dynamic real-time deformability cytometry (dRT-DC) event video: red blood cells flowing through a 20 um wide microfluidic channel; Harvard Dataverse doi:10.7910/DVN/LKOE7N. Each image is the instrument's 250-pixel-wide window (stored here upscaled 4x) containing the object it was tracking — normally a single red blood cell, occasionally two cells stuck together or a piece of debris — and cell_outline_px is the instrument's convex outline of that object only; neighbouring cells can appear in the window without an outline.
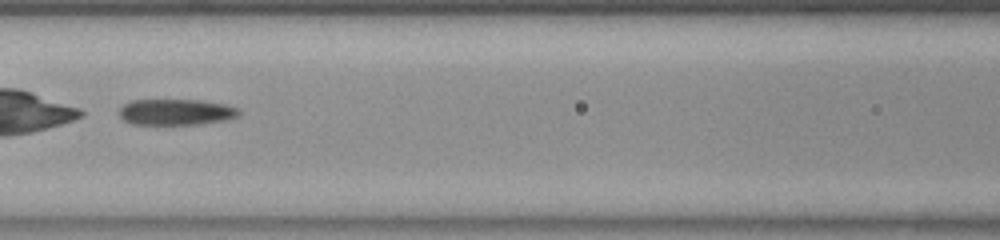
{"species": "common noctule bat (a hibernating species)", "species_latin": "Nyctalus noctula", "temperature_condition": "room temperature", "stored_images_in_passage": 44, "camera_frame_rate_fps": 3000, "um_per_image_px": 0.085, "animal": {"sex": "female", "body_mass_g": 23.0, "forearm_length_mm": 53.4}, "frame": {"image": 1, "passage_image": 15, "time_ms": 4.667, "image_size_px": [1000, 240], "cell_outline_px": [[240, 116], [224, 120], [200, 124], [132, 124], [124, 120], [120, 116], [120, 108], [124, 104], [132, 100], [200, 100], [224, 104], [240, 108]], "centroid_in_image_um": [14.99, 9.52], "position_along_channel_um": 151.6, "area_um2": 18.15}}
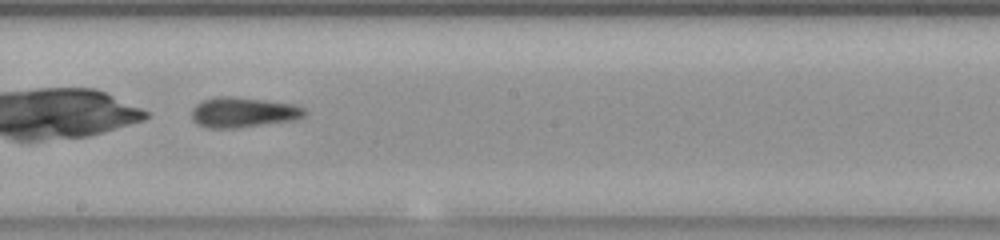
{"frame": {"image": 2, "passage_image": 21, "time_ms": 6.667, "image_size_px": [1000, 240], "cell_outline_px": [[308, 116], [296, 120], [236, 128], [208, 128], [196, 124], [192, 120], [192, 108], [196, 104], [204, 100], [216, 96], [232, 96], [296, 104], [304, 108], [308, 112]], "centroid_in_image_um": [20.71, 9.55], "position_along_channel_um": 227.5, "area_um2": 20.23}}
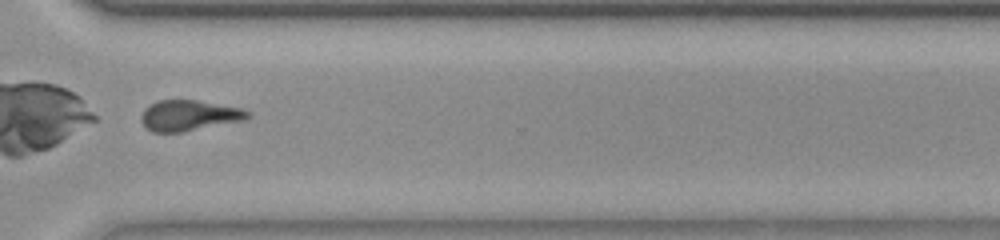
{"frame": {"image": 3, "passage_image": 31, "time_ms": 10.0, "image_size_px": [1000, 240], "cell_outline_px": [[252, 116], [244, 120], [184, 132], [152, 132], [140, 120], [140, 116], [144, 108], [148, 104], [156, 100], [196, 100], [244, 108], [252, 112]], "centroid_in_image_um": [16.09, 9.8], "position_along_channel_um": 354.5, "area_um2": 19.36}, "authors_computed_cell_mechanics": {"area_um2": 20.2589, "velocity_mm_per_s": 3.8011, "shape_relaxation_time_tau1_ms": 2.7175, "shape_relaxation_time_tau2_ms": 6.1903, "deformation_change_tau1": 0.2131, "deformation_change_tau2": 0.1544}}